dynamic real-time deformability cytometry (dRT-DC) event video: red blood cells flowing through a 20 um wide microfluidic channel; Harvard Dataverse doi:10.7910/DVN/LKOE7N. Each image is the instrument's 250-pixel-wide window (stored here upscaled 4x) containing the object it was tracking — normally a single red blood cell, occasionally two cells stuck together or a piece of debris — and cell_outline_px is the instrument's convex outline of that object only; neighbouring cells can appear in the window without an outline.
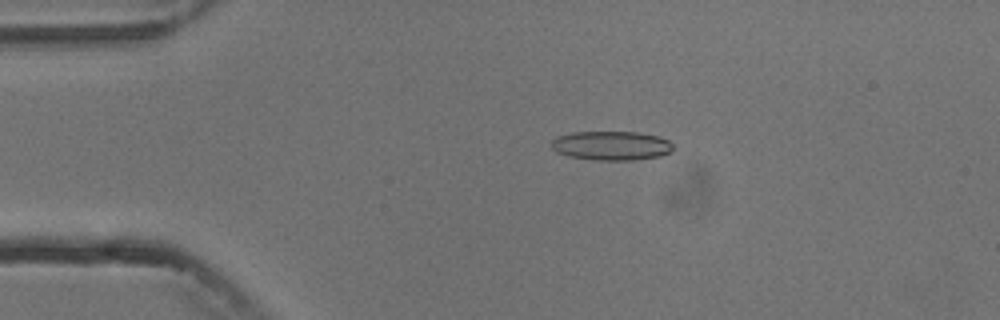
{"species": "common noctule bat (a hibernating species)", "species_latin": "Nyctalus noctula", "temperature_condition": "cold", "stored_images_in_passage": 6, "camera_frame_rate_fps": 3000, "um_per_image_px": 0.085, "animal": {"sex": "male", "body_mass_g": 13.3}, "frame": {"image": 1, "passage_image": 3, "time_ms": 2.0, "image_size_px": [1000, 320], "cell_outline_px": [[672, 152], [660, 156], [632, 160], [596, 160], [568, 156], [556, 152], [552, 148], [552, 140], [556, 136], [572, 132], [640, 132], [660, 136], [668, 140], [672, 144]], "centroid_in_image_um": [51.97, 12.37], "position_along_channel_um": 33.0, "area_um2": 20.81}}
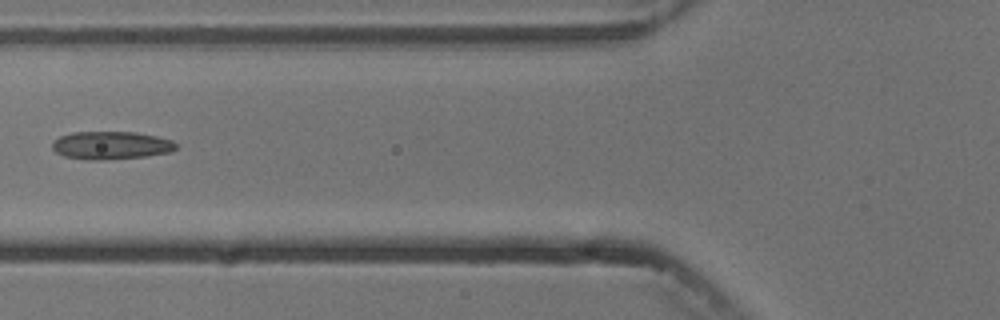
{"frame": {"image": 2, "passage_image": 5, "time_ms": 5.333, "image_size_px": [1000, 320], "cell_outline_px": [[176, 148], [172, 152], [144, 156], [104, 160], [84, 160], [64, 156], [56, 152], [52, 148], [52, 140], [60, 136], [72, 132], [136, 132], [156, 136], [172, 140], [176, 144]], "centroid_in_image_um": [9.41, 12.35], "position_along_channel_um": 116.4, "area_um2": 20.29}}
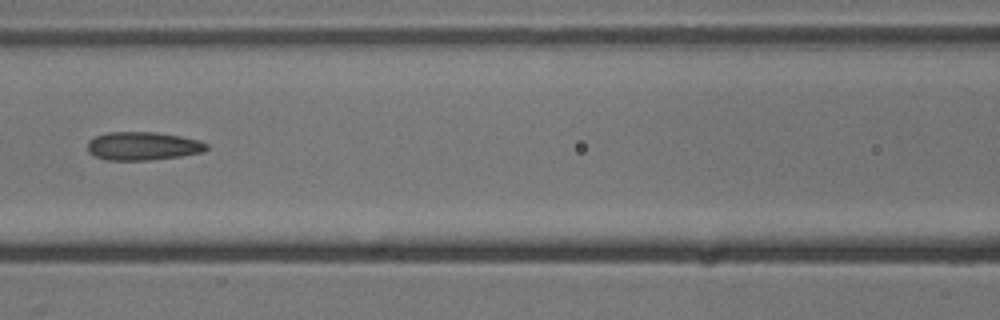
{"frame": {"image": 3, "passage_image": 6, "time_ms": 6.333, "image_size_px": [1000, 320], "cell_outline_px": [[208, 148], [204, 152], [180, 156], [148, 160], [104, 160], [88, 152], [88, 140], [96, 136], [108, 132], [156, 132], [180, 136], [200, 140], [208, 144]], "centroid_in_image_um": [12.15, 12.41], "position_along_channel_um": 154.4, "area_um2": 19.71}}